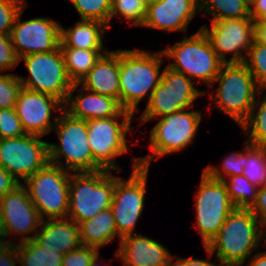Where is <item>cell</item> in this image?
I'll return each mask as SVG.
<instances>
[{"instance_id":"1","label":"cell","mask_w":266,"mask_h":266,"mask_svg":"<svg viewBox=\"0 0 266 266\" xmlns=\"http://www.w3.org/2000/svg\"><path fill=\"white\" fill-rule=\"evenodd\" d=\"M263 226L250 209L235 208L212 241L204 246L209 259L216 251L220 266H243L261 247Z\"/></svg>"},{"instance_id":"2","label":"cell","mask_w":266,"mask_h":266,"mask_svg":"<svg viewBox=\"0 0 266 266\" xmlns=\"http://www.w3.org/2000/svg\"><path fill=\"white\" fill-rule=\"evenodd\" d=\"M163 58L162 50L119 49V103L124 110L135 114L142 99L148 103L161 81Z\"/></svg>"},{"instance_id":"3","label":"cell","mask_w":266,"mask_h":266,"mask_svg":"<svg viewBox=\"0 0 266 266\" xmlns=\"http://www.w3.org/2000/svg\"><path fill=\"white\" fill-rule=\"evenodd\" d=\"M219 83L210 97L213 107L241 126L249 117L260 93L254 76L244 63L223 64L215 80Z\"/></svg>"},{"instance_id":"4","label":"cell","mask_w":266,"mask_h":266,"mask_svg":"<svg viewBox=\"0 0 266 266\" xmlns=\"http://www.w3.org/2000/svg\"><path fill=\"white\" fill-rule=\"evenodd\" d=\"M162 52L165 58L174 60L167 65L169 68L183 73L195 83L205 82L208 87L205 94L211 91L209 89L212 82L224 64L201 28L175 45L171 46L170 44L167 48L162 49Z\"/></svg>"},{"instance_id":"5","label":"cell","mask_w":266,"mask_h":266,"mask_svg":"<svg viewBox=\"0 0 266 266\" xmlns=\"http://www.w3.org/2000/svg\"><path fill=\"white\" fill-rule=\"evenodd\" d=\"M53 127L59 144L48 143L49 163L71 173L94 172V159L88 142L86 120L63 110ZM64 160L66 162L60 161Z\"/></svg>"},{"instance_id":"6","label":"cell","mask_w":266,"mask_h":266,"mask_svg":"<svg viewBox=\"0 0 266 266\" xmlns=\"http://www.w3.org/2000/svg\"><path fill=\"white\" fill-rule=\"evenodd\" d=\"M111 171L71 173L67 218L79 224L110 208L115 175Z\"/></svg>"},{"instance_id":"7","label":"cell","mask_w":266,"mask_h":266,"mask_svg":"<svg viewBox=\"0 0 266 266\" xmlns=\"http://www.w3.org/2000/svg\"><path fill=\"white\" fill-rule=\"evenodd\" d=\"M202 120L201 111L187 109L158 118L150 130V149L152 154L138 157L141 167L149 168L153 159L166 154L178 153L193 142Z\"/></svg>"},{"instance_id":"8","label":"cell","mask_w":266,"mask_h":266,"mask_svg":"<svg viewBox=\"0 0 266 266\" xmlns=\"http://www.w3.org/2000/svg\"><path fill=\"white\" fill-rule=\"evenodd\" d=\"M122 118V120H121ZM133 116H112L86 120L88 142L94 159V172L99 170L120 171L116 157L129 152L127 135L135 126H131Z\"/></svg>"},{"instance_id":"9","label":"cell","mask_w":266,"mask_h":266,"mask_svg":"<svg viewBox=\"0 0 266 266\" xmlns=\"http://www.w3.org/2000/svg\"><path fill=\"white\" fill-rule=\"evenodd\" d=\"M70 176L71 172L48 163L23 181L22 185L42 220L67 218Z\"/></svg>"},{"instance_id":"10","label":"cell","mask_w":266,"mask_h":266,"mask_svg":"<svg viewBox=\"0 0 266 266\" xmlns=\"http://www.w3.org/2000/svg\"><path fill=\"white\" fill-rule=\"evenodd\" d=\"M196 85L195 81L183 73L166 66L158 87L152 92L144 112L139 117V125H144L154 118L193 108L195 100L205 95V91L198 90Z\"/></svg>"},{"instance_id":"11","label":"cell","mask_w":266,"mask_h":266,"mask_svg":"<svg viewBox=\"0 0 266 266\" xmlns=\"http://www.w3.org/2000/svg\"><path fill=\"white\" fill-rule=\"evenodd\" d=\"M133 170L128 180L115 175L112 210L117 233L120 238L134 234L138 220L144 210L147 177L150 168L139 165L138 158L132 160Z\"/></svg>"},{"instance_id":"12","label":"cell","mask_w":266,"mask_h":266,"mask_svg":"<svg viewBox=\"0 0 266 266\" xmlns=\"http://www.w3.org/2000/svg\"><path fill=\"white\" fill-rule=\"evenodd\" d=\"M21 60L29 72L28 78L18 75L23 88L66 102L73 82L67 74L60 46L50 52L25 55Z\"/></svg>"},{"instance_id":"13","label":"cell","mask_w":266,"mask_h":266,"mask_svg":"<svg viewBox=\"0 0 266 266\" xmlns=\"http://www.w3.org/2000/svg\"><path fill=\"white\" fill-rule=\"evenodd\" d=\"M197 192L194 228L202 236L203 245L207 246L235 207L223 180L212 179L204 171Z\"/></svg>"},{"instance_id":"14","label":"cell","mask_w":266,"mask_h":266,"mask_svg":"<svg viewBox=\"0 0 266 266\" xmlns=\"http://www.w3.org/2000/svg\"><path fill=\"white\" fill-rule=\"evenodd\" d=\"M40 138L25 134L0 139V166L20 184L49 163L48 142Z\"/></svg>"},{"instance_id":"15","label":"cell","mask_w":266,"mask_h":266,"mask_svg":"<svg viewBox=\"0 0 266 266\" xmlns=\"http://www.w3.org/2000/svg\"><path fill=\"white\" fill-rule=\"evenodd\" d=\"M209 38L213 50L224 63H244L254 41L252 18L222 19L200 27ZM226 54H231L227 59Z\"/></svg>"},{"instance_id":"16","label":"cell","mask_w":266,"mask_h":266,"mask_svg":"<svg viewBox=\"0 0 266 266\" xmlns=\"http://www.w3.org/2000/svg\"><path fill=\"white\" fill-rule=\"evenodd\" d=\"M27 4L18 13L10 37L17 57L50 52L59 47L61 24L46 17L21 21Z\"/></svg>"},{"instance_id":"17","label":"cell","mask_w":266,"mask_h":266,"mask_svg":"<svg viewBox=\"0 0 266 266\" xmlns=\"http://www.w3.org/2000/svg\"><path fill=\"white\" fill-rule=\"evenodd\" d=\"M15 110L26 134L45 136L53 131L59 116L51 121L54 111L60 114L64 104L57 98L22 88L17 97Z\"/></svg>"},{"instance_id":"18","label":"cell","mask_w":266,"mask_h":266,"mask_svg":"<svg viewBox=\"0 0 266 266\" xmlns=\"http://www.w3.org/2000/svg\"><path fill=\"white\" fill-rule=\"evenodd\" d=\"M0 208L8 236L18 234L20 243L34 239L42 219L22 184L0 199Z\"/></svg>"},{"instance_id":"19","label":"cell","mask_w":266,"mask_h":266,"mask_svg":"<svg viewBox=\"0 0 266 266\" xmlns=\"http://www.w3.org/2000/svg\"><path fill=\"white\" fill-rule=\"evenodd\" d=\"M200 12L199 0H158L147 3L142 27L166 32L187 31L190 21Z\"/></svg>"},{"instance_id":"20","label":"cell","mask_w":266,"mask_h":266,"mask_svg":"<svg viewBox=\"0 0 266 266\" xmlns=\"http://www.w3.org/2000/svg\"><path fill=\"white\" fill-rule=\"evenodd\" d=\"M78 86H80L79 83H73L64 103V110L71 116L83 120L134 116L131 112L124 110L117 99L88 91L82 86L79 89L81 91L73 96Z\"/></svg>"},{"instance_id":"21","label":"cell","mask_w":266,"mask_h":266,"mask_svg":"<svg viewBox=\"0 0 266 266\" xmlns=\"http://www.w3.org/2000/svg\"><path fill=\"white\" fill-rule=\"evenodd\" d=\"M129 234L121 238L115 260L123 266H169L170 251L159 241L141 234Z\"/></svg>"},{"instance_id":"22","label":"cell","mask_w":266,"mask_h":266,"mask_svg":"<svg viewBox=\"0 0 266 266\" xmlns=\"http://www.w3.org/2000/svg\"><path fill=\"white\" fill-rule=\"evenodd\" d=\"M34 240L64 255L81 245L79 225L69 218L44 219Z\"/></svg>"},{"instance_id":"23","label":"cell","mask_w":266,"mask_h":266,"mask_svg":"<svg viewBox=\"0 0 266 266\" xmlns=\"http://www.w3.org/2000/svg\"><path fill=\"white\" fill-rule=\"evenodd\" d=\"M79 84L88 91L119 101V49L102 55Z\"/></svg>"},{"instance_id":"24","label":"cell","mask_w":266,"mask_h":266,"mask_svg":"<svg viewBox=\"0 0 266 266\" xmlns=\"http://www.w3.org/2000/svg\"><path fill=\"white\" fill-rule=\"evenodd\" d=\"M109 27L95 20H80L73 27L60 26V48L86 50H108L103 45V38Z\"/></svg>"},{"instance_id":"25","label":"cell","mask_w":266,"mask_h":266,"mask_svg":"<svg viewBox=\"0 0 266 266\" xmlns=\"http://www.w3.org/2000/svg\"><path fill=\"white\" fill-rule=\"evenodd\" d=\"M78 225L81 245L95 247L100 250L106 244L108 245L114 241L113 239L116 236L119 237V242L121 240L117 233L114 216L110 208L99 212L90 219L80 222Z\"/></svg>"},{"instance_id":"26","label":"cell","mask_w":266,"mask_h":266,"mask_svg":"<svg viewBox=\"0 0 266 266\" xmlns=\"http://www.w3.org/2000/svg\"><path fill=\"white\" fill-rule=\"evenodd\" d=\"M60 49L63 54L67 74L73 83H79L94 67L99 58L109 51L76 48Z\"/></svg>"},{"instance_id":"27","label":"cell","mask_w":266,"mask_h":266,"mask_svg":"<svg viewBox=\"0 0 266 266\" xmlns=\"http://www.w3.org/2000/svg\"><path fill=\"white\" fill-rule=\"evenodd\" d=\"M20 266H62L63 254L43 248L34 239L17 244Z\"/></svg>"},{"instance_id":"28","label":"cell","mask_w":266,"mask_h":266,"mask_svg":"<svg viewBox=\"0 0 266 266\" xmlns=\"http://www.w3.org/2000/svg\"><path fill=\"white\" fill-rule=\"evenodd\" d=\"M250 8L246 0H199L200 13L212 16L211 21L251 18Z\"/></svg>"},{"instance_id":"29","label":"cell","mask_w":266,"mask_h":266,"mask_svg":"<svg viewBox=\"0 0 266 266\" xmlns=\"http://www.w3.org/2000/svg\"><path fill=\"white\" fill-rule=\"evenodd\" d=\"M258 96L249 117L240 127L248 136L245 140L249 144L266 147V96L263 93Z\"/></svg>"},{"instance_id":"30","label":"cell","mask_w":266,"mask_h":266,"mask_svg":"<svg viewBox=\"0 0 266 266\" xmlns=\"http://www.w3.org/2000/svg\"><path fill=\"white\" fill-rule=\"evenodd\" d=\"M246 142V143H245ZM244 142L243 175L255 186L266 185V147Z\"/></svg>"},{"instance_id":"31","label":"cell","mask_w":266,"mask_h":266,"mask_svg":"<svg viewBox=\"0 0 266 266\" xmlns=\"http://www.w3.org/2000/svg\"><path fill=\"white\" fill-rule=\"evenodd\" d=\"M223 182L235 208L249 209L256 201L258 187L244 175L227 177Z\"/></svg>"},{"instance_id":"32","label":"cell","mask_w":266,"mask_h":266,"mask_svg":"<svg viewBox=\"0 0 266 266\" xmlns=\"http://www.w3.org/2000/svg\"><path fill=\"white\" fill-rule=\"evenodd\" d=\"M147 2L145 0H112L109 29L114 17H123L130 26L142 27L146 17Z\"/></svg>"},{"instance_id":"33","label":"cell","mask_w":266,"mask_h":266,"mask_svg":"<svg viewBox=\"0 0 266 266\" xmlns=\"http://www.w3.org/2000/svg\"><path fill=\"white\" fill-rule=\"evenodd\" d=\"M72 3L81 20H95L109 27L112 0H68Z\"/></svg>"},{"instance_id":"34","label":"cell","mask_w":266,"mask_h":266,"mask_svg":"<svg viewBox=\"0 0 266 266\" xmlns=\"http://www.w3.org/2000/svg\"><path fill=\"white\" fill-rule=\"evenodd\" d=\"M244 149L243 151L232 152L223 159L221 168L209 165L203 171L212 179L224 180L227 177L243 175ZM222 169V170H221Z\"/></svg>"},{"instance_id":"35","label":"cell","mask_w":266,"mask_h":266,"mask_svg":"<svg viewBox=\"0 0 266 266\" xmlns=\"http://www.w3.org/2000/svg\"><path fill=\"white\" fill-rule=\"evenodd\" d=\"M244 64L260 88L266 82V46L254 40Z\"/></svg>"},{"instance_id":"36","label":"cell","mask_w":266,"mask_h":266,"mask_svg":"<svg viewBox=\"0 0 266 266\" xmlns=\"http://www.w3.org/2000/svg\"><path fill=\"white\" fill-rule=\"evenodd\" d=\"M22 88L17 74L0 73V109L15 108L17 97Z\"/></svg>"},{"instance_id":"37","label":"cell","mask_w":266,"mask_h":266,"mask_svg":"<svg viewBox=\"0 0 266 266\" xmlns=\"http://www.w3.org/2000/svg\"><path fill=\"white\" fill-rule=\"evenodd\" d=\"M26 0H0V34L10 35L15 19Z\"/></svg>"},{"instance_id":"38","label":"cell","mask_w":266,"mask_h":266,"mask_svg":"<svg viewBox=\"0 0 266 266\" xmlns=\"http://www.w3.org/2000/svg\"><path fill=\"white\" fill-rule=\"evenodd\" d=\"M25 134L15 108L0 109V139L16 138Z\"/></svg>"},{"instance_id":"39","label":"cell","mask_w":266,"mask_h":266,"mask_svg":"<svg viewBox=\"0 0 266 266\" xmlns=\"http://www.w3.org/2000/svg\"><path fill=\"white\" fill-rule=\"evenodd\" d=\"M100 250L86 245L63 255L62 266H90L91 260Z\"/></svg>"},{"instance_id":"40","label":"cell","mask_w":266,"mask_h":266,"mask_svg":"<svg viewBox=\"0 0 266 266\" xmlns=\"http://www.w3.org/2000/svg\"><path fill=\"white\" fill-rule=\"evenodd\" d=\"M19 63L10 35L0 34V72L14 69Z\"/></svg>"},{"instance_id":"41","label":"cell","mask_w":266,"mask_h":266,"mask_svg":"<svg viewBox=\"0 0 266 266\" xmlns=\"http://www.w3.org/2000/svg\"><path fill=\"white\" fill-rule=\"evenodd\" d=\"M249 209L262 226L266 224V185L258 188L256 201Z\"/></svg>"},{"instance_id":"42","label":"cell","mask_w":266,"mask_h":266,"mask_svg":"<svg viewBox=\"0 0 266 266\" xmlns=\"http://www.w3.org/2000/svg\"><path fill=\"white\" fill-rule=\"evenodd\" d=\"M20 183L0 166V199L11 192Z\"/></svg>"},{"instance_id":"43","label":"cell","mask_w":266,"mask_h":266,"mask_svg":"<svg viewBox=\"0 0 266 266\" xmlns=\"http://www.w3.org/2000/svg\"><path fill=\"white\" fill-rule=\"evenodd\" d=\"M173 255L171 256L169 266H220L217 260L210 262L209 260H203L198 258H180L178 257L175 262L173 261Z\"/></svg>"},{"instance_id":"44","label":"cell","mask_w":266,"mask_h":266,"mask_svg":"<svg viewBox=\"0 0 266 266\" xmlns=\"http://www.w3.org/2000/svg\"><path fill=\"white\" fill-rule=\"evenodd\" d=\"M19 263L17 254V243L12 244L4 253L0 255V266H16Z\"/></svg>"},{"instance_id":"45","label":"cell","mask_w":266,"mask_h":266,"mask_svg":"<svg viewBox=\"0 0 266 266\" xmlns=\"http://www.w3.org/2000/svg\"><path fill=\"white\" fill-rule=\"evenodd\" d=\"M250 17L253 21L266 19V0H254L250 3Z\"/></svg>"},{"instance_id":"46","label":"cell","mask_w":266,"mask_h":266,"mask_svg":"<svg viewBox=\"0 0 266 266\" xmlns=\"http://www.w3.org/2000/svg\"><path fill=\"white\" fill-rule=\"evenodd\" d=\"M254 40L266 46V19L254 22Z\"/></svg>"},{"instance_id":"47","label":"cell","mask_w":266,"mask_h":266,"mask_svg":"<svg viewBox=\"0 0 266 266\" xmlns=\"http://www.w3.org/2000/svg\"><path fill=\"white\" fill-rule=\"evenodd\" d=\"M247 266H266V250L251 255Z\"/></svg>"},{"instance_id":"48","label":"cell","mask_w":266,"mask_h":266,"mask_svg":"<svg viewBox=\"0 0 266 266\" xmlns=\"http://www.w3.org/2000/svg\"><path fill=\"white\" fill-rule=\"evenodd\" d=\"M13 241L14 238L8 241H5L4 238H0V255L4 253L12 244H16V242Z\"/></svg>"},{"instance_id":"49","label":"cell","mask_w":266,"mask_h":266,"mask_svg":"<svg viewBox=\"0 0 266 266\" xmlns=\"http://www.w3.org/2000/svg\"><path fill=\"white\" fill-rule=\"evenodd\" d=\"M7 231H6V227H5V223L3 220V216H2V211L0 208V238H7Z\"/></svg>"},{"instance_id":"50","label":"cell","mask_w":266,"mask_h":266,"mask_svg":"<svg viewBox=\"0 0 266 266\" xmlns=\"http://www.w3.org/2000/svg\"><path fill=\"white\" fill-rule=\"evenodd\" d=\"M98 259H99V252L91 260L90 266H99Z\"/></svg>"},{"instance_id":"51","label":"cell","mask_w":266,"mask_h":266,"mask_svg":"<svg viewBox=\"0 0 266 266\" xmlns=\"http://www.w3.org/2000/svg\"><path fill=\"white\" fill-rule=\"evenodd\" d=\"M264 229H265V230H264ZM262 238L265 239V240H262V241H264V246H266V224L263 225Z\"/></svg>"},{"instance_id":"52","label":"cell","mask_w":266,"mask_h":266,"mask_svg":"<svg viewBox=\"0 0 266 266\" xmlns=\"http://www.w3.org/2000/svg\"><path fill=\"white\" fill-rule=\"evenodd\" d=\"M265 90H266V82L260 87V93L264 92V94H265L264 96H266Z\"/></svg>"},{"instance_id":"53","label":"cell","mask_w":266,"mask_h":266,"mask_svg":"<svg viewBox=\"0 0 266 266\" xmlns=\"http://www.w3.org/2000/svg\"><path fill=\"white\" fill-rule=\"evenodd\" d=\"M246 1H248L249 3H252L254 0H246Z\"/></svg>"},{"instance_id":"54","label":"cell","mask_w":266,"mask_h":266,"mask_svg":"<svg viewBox=\"0 0 266 266\" xmlns=\"http://www.w3.org/2000/svg\"><path fill=\"white\" fill-rule=\"evenodd\" d=\"M154 1H158V0H149V3L154 2Z\"/></svg>"}]
</instances>
